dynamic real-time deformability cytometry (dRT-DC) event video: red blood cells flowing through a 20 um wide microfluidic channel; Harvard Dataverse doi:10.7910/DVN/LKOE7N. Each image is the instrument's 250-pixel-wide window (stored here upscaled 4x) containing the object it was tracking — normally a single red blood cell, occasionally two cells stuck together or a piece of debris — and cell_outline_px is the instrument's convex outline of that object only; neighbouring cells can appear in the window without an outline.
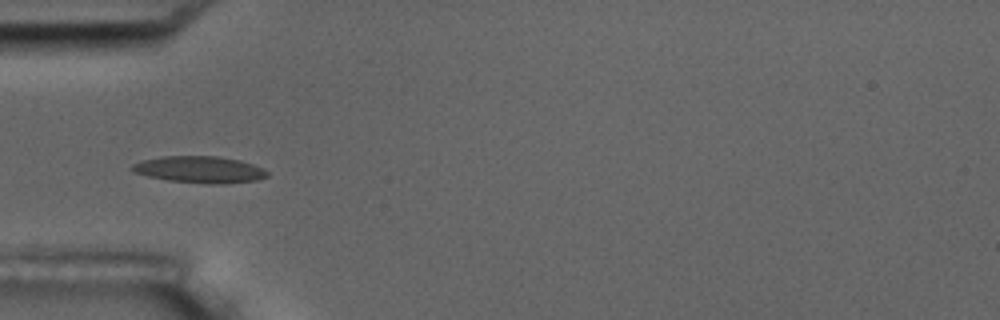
{"species": "common noctule bat (a hibernating species)", "species_latin": "Nyctalus noctula", "temperature_condition": "room temperature", "stored_images_in_passage": 17, "camera_frame_rate_fps": 3000, "um_per_image_px": 0.085, "animal": {"sex": "male", "body_mass_g": 17.5, "forearm_length_mm": 52.3}, "frame": {"image": 1, "passage_image": 6, "time_ms": 5.667, "image_size_px": [1000, 320], "cell_outline_px": [[268, 176], [256, 180], [224, 184], [208, 184], [168, 180], [148, 176], [132, 172], [128, 168], [132, 164], [140, 160], [160, 156], [216, 156], [240, 160], [264, 168], [268, 172]], "centroid_in_image_um": [16.93, 14.41], "position_along_channel_um": 68.1, "area_um2": 21.27}, "authors_computed_cell_mechanics": {"area_um2": 19.1318, "velocity_mm_per_s": 3.5257, "shape_relaxation_time_tau1_ms": 3.2978, "shape_relaxation_time_tau2_ms": 2.2262, "deformation_change_tau1": 0.108, "deformation_change_tau2": 0.0666}}